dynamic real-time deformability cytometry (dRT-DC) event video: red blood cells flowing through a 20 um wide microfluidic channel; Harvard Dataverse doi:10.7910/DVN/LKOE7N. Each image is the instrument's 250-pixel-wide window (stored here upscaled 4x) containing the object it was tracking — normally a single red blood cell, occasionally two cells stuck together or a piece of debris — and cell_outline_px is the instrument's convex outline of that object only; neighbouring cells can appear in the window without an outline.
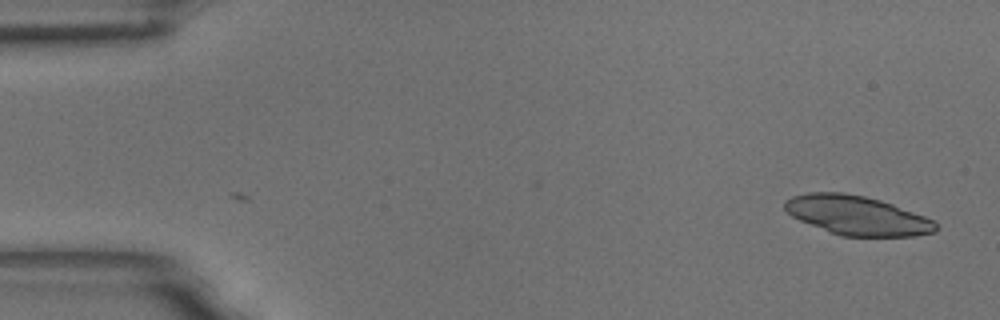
{"species": "common noctule bat (a hibernating species)", "species_latin": "Nyctalus noctula", "temperature_condition": "room temperature", "stored_images_in_passage": 3, "camera_frame_rate_fps": 3000, "um_per_image_px": 0.085, "animal": {"sex": "male", "body_mass_g": 18.8}, "frame": {"image": 1, "passage_image": 3, "time_ms": 0.667, "image_size_px": [1000, 320], "cell_outline_px": [[936, 232], [916, 236], [840, 236], [800, 220], [792, 216], [784, 208], [784, 200], [792, 196], [808, 192], [844, 192], [864, 196], [880, 200], [892, 204], [924, 216], [932, 220], [936, 224]], "centroid_in_image_um": [72.83, 18.3], "position_along_channel_um": 12.2, "area_um2": 34.33}}